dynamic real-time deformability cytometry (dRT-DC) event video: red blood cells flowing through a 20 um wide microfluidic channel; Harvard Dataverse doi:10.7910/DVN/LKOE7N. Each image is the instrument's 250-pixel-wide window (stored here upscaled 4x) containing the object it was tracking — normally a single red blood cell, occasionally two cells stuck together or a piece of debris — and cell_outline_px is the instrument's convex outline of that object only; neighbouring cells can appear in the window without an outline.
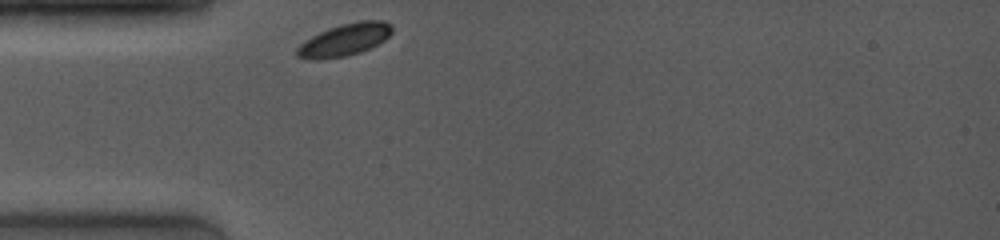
{"species": "common noctule bat (a hibernating species)", "species_latin": "Nyctalus noctula", "temperature_condition": "room temperature", "stored_images_in_passage": 1, "camera_frame_rate_fps": 4000, "um_per_image_px": 0.085, "animal": {"sex": "female", "body_mass_g": 19.0, "forearm_length_mm": 53.3}, "frame": {"image": 1, "passage_image": 1, "time_ms": 0.0, "image_size_px": [1000, 240], "cell_outline_px": [[392, 32], [384, 40], [360, 52], [344, 56], [296, 56], [296, 48], [304, 40], [328, 28], [340, 24], [360, 20], [384, 20], [392, 24]], "centroid_in_image_um": [29.37, 3.3], "position_along_channel_um": 55.6, "area_um2": 17.11}}